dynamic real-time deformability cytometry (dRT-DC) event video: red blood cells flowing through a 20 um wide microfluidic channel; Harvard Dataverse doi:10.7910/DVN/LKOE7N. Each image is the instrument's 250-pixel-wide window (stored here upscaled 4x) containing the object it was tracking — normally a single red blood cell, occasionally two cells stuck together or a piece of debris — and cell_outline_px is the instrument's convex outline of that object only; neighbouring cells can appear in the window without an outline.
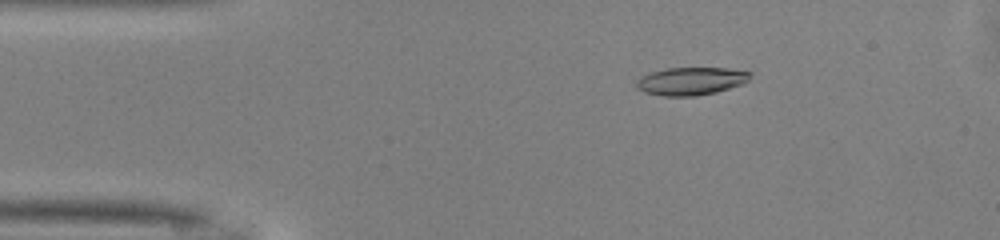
{"species": "common noctule bat (a hibernating species)", "species_latin": "Nyctalus noctula", "temperature_condition": "warm", "stored_images_in_passage": 37, "camera_frame_rate_fps": 3000, "um_per_image_px": 0.085, "animal": {"sex": "male", "body_mass_g": 13.0, "forearm_length_mm": 53.1}, "frame": {"image": 1, "passage_image": 3, "time_ms": 0.667, "image_size_px": [1000, 240], "cell_outline_px": [[752, 72], [748, 80], [744, 84], [716, 92], [696, 96], [660, 96], [644, 92], [636, 88], [636, 80], [652, 72], [668, 68], [728, 68]], "centroid_in_image_um": [58.75, 6.9], "position_along_channel_um": 26.2, "area_um2": 18.5}}
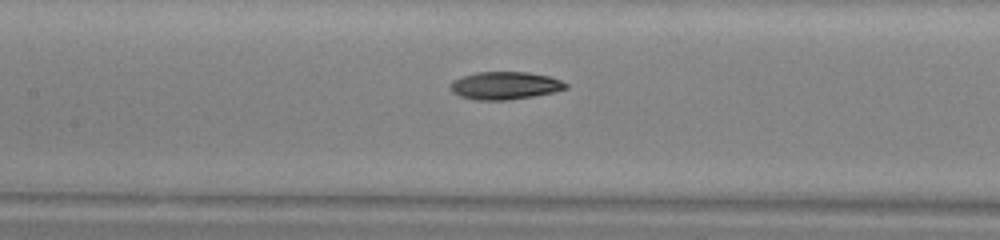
{"frame": {"image": 2, "passage_image": 17, "time_ms": 5.333, "image_size_px": [1000, 240], "cell_outline_px": [[568, 88], [556, 92], [508, 100], [476, 100], [460, 96], [452, 92], [452, 84], [456, 80], [464, 76], [476, 72], [528, 72], [548, 76], [560, 80], [568, 84]], "centroid_in_image_um": [42.98, 7.28], "position_along_channel_um": 164.4, "area_um2": 18.44}}
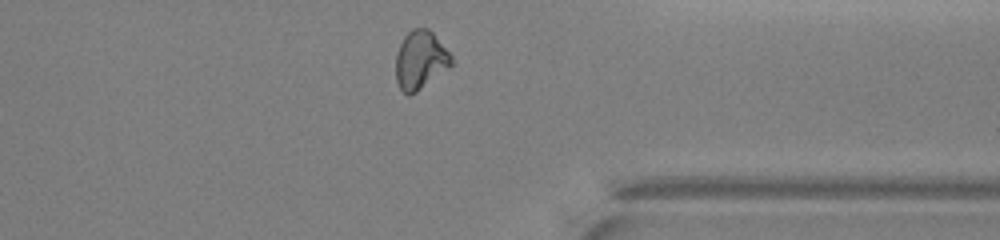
{"frame": {"image": 3, "passage_image": 33, "time_ms": 10.667, "image_size_px": [1000, 240], "cell_outline_px": [[452, 64], [448, 68], [416, 92], [408, 96], [400, 88], [396, 80], [396, 52], [404, 36], [412, 28], [428, 28], [432, 32], [452, 56]], "centroid_in_image_um": [35.71, 5.1], "position_along_channel_um": 375.7, "area_um2": 18.73}, "authors_computed_cell_mechanics": {"area_um2": 18.496, "velocity_mm_per_s": 4.1317, "shape_relaxation_time_tau1_ms": 6.8329, "shape_relaxation_time_tau2_ms": null, "deformation_change_tau1": 0.2112, "deformation_change_tau2": null}}